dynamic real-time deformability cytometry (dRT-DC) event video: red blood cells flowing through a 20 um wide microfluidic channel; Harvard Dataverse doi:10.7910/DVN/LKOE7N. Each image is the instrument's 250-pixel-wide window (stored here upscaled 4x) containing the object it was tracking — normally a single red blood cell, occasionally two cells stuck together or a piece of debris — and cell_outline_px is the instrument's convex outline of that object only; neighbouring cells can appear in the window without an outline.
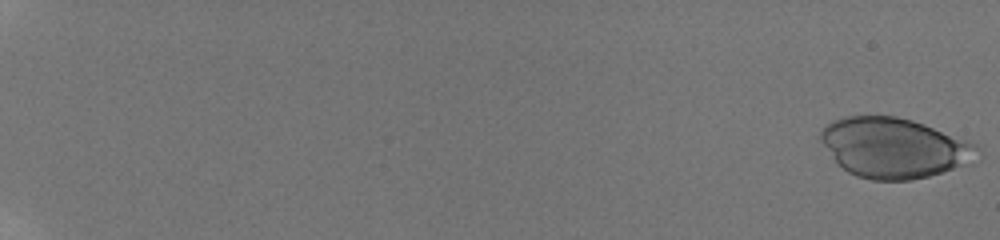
{"species": "human", "species_latin": "Homo sapiens", "temperature_condition": "room temperature", "stored_images_in_passage": 56, "camera_frame_rate_fps": 3000, "um_per_image_px": 0.085, "donor": {"sex": "male"}, "frame": {"image": 1, "passage_image": 1, "time_ms": 0.0, "image_size_px": [1000, 240], "cell_outline_px": [[980, 160], [928, 176], [912, 180], [872, 180], [856, 176], [848, 172], [836, 164], [820, 140], [820, 132], [832, 120], [844, 116], [896, 116], [912, 120], [924, 124], [976, 144], [980, 148]], "centroid_in_image_um": [76.0, 12.57], "position_along_channel_um": 9.0, "area_um2": 54.97}}